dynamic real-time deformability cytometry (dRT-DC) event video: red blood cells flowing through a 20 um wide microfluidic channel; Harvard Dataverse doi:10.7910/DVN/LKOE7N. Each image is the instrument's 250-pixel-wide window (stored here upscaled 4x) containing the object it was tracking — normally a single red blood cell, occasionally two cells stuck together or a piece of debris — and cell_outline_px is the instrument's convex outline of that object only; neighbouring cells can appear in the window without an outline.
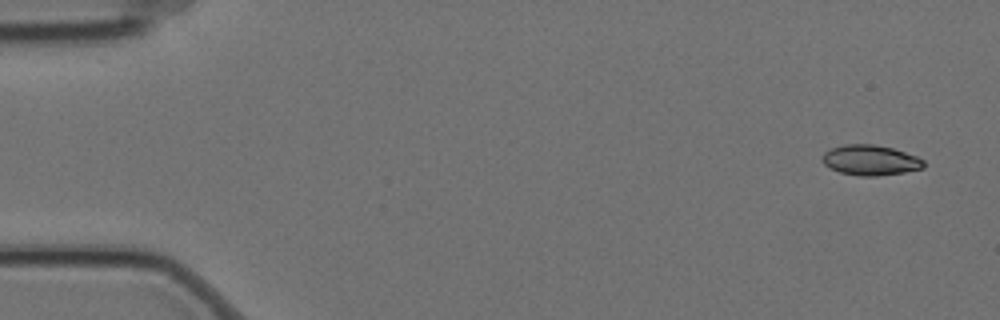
{"species": "Egyptian fruit bat (a non-hibernating species)", "species_latin": "Rousettus aegyptiacus", "temperature_condition": "cold", "stored_images_in_passage": 5, "segment_of_instrument_passage": [1, 2], "camera_frame_rate_fps": 3000, "um_per_image_px": 0.085, "animal": {"sex": "female"}, "frame": {"image": 1, "passage_image": 1, "time_ms": 0.0, "image_size_px": [1000, 320], "cell_outline_px": [[924, 168], [904, 172], [876, 176], [860, 176], [840, 172], [828, 168], [820, 160], [824, 152], [832, 148], [844, 144], [872, 144], [892, 148], [916, 156], [924, 160]], "centroid_in_image_um": [73.95, 13.62], "position_along_channel_um": 11.1, "area_um2": 17.92}}
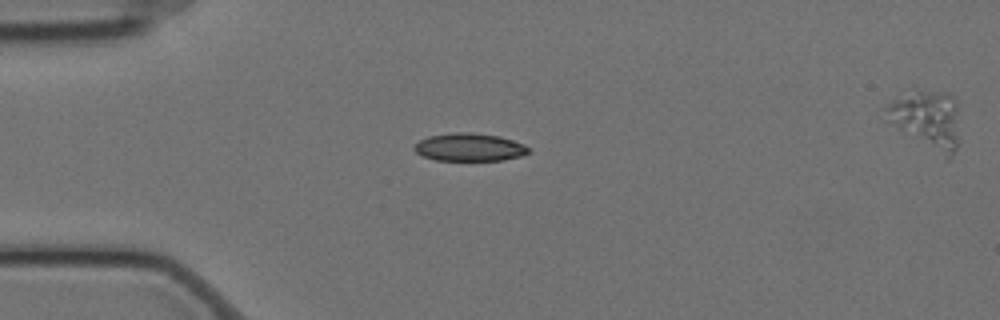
{"frame": {"image": 2, "passage_image": 4, "time_ms": 1.0, "image_size_px": [1000, 320], "cell_outline_px": [[528, 152], [520, 156], [504, 160], [436, 160], [424, 156], [416, 152], [412, 148], [420, 140], [428, 136], [456, 132], [472, 132], [500, 136], [524, 144], [528, 148]], "centroid_in_image_um": [39.89, 12.5], "position_along_channel_um": 45.1, "area_um2": 18.44}}